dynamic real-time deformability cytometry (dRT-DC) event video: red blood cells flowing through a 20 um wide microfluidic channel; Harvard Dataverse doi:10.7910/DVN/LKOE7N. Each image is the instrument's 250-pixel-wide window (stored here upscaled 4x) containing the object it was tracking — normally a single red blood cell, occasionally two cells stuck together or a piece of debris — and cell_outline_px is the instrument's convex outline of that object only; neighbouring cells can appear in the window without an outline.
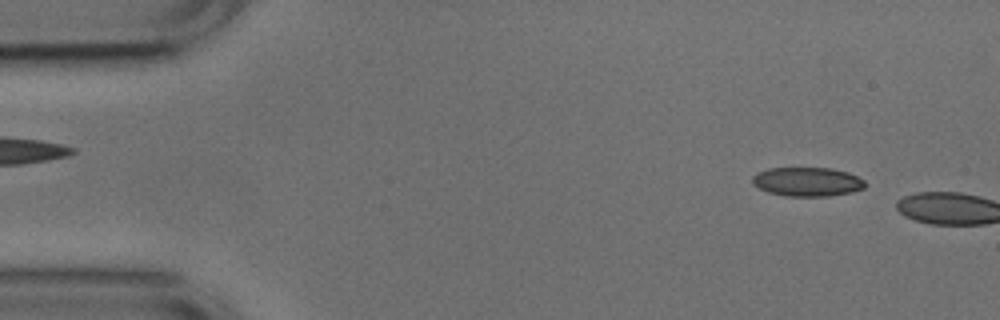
{"species": "common noctule bat (a hibernating species)", "species_latin": "Nyctalus noctula", "temperature_condition": "cold", "stored_images_in_passage": 7, "camera_frame_rate_fps": 3000, "um_per_image_px": 0.085, "animal": {"sex": "male", "body_mass_g": 17.9, "forearm_length_mm": 54.2}, "frame": {"image": 1, "passage_image": 5, "time_ms": 1.333, "image_size_px": [1000, 320], "cell_outline_px": [[864, 188], [852, 192], [828, 196], [784, 196], [768, 192], [752, 184], [752, 176], [756, 172], [768, 168], [832, 168], [848, 172], [864, 180]], "centroid_in_image_um": [68.59, 15.44], "position_along_channel_um": 16.4, "area_um2": 19.13}}